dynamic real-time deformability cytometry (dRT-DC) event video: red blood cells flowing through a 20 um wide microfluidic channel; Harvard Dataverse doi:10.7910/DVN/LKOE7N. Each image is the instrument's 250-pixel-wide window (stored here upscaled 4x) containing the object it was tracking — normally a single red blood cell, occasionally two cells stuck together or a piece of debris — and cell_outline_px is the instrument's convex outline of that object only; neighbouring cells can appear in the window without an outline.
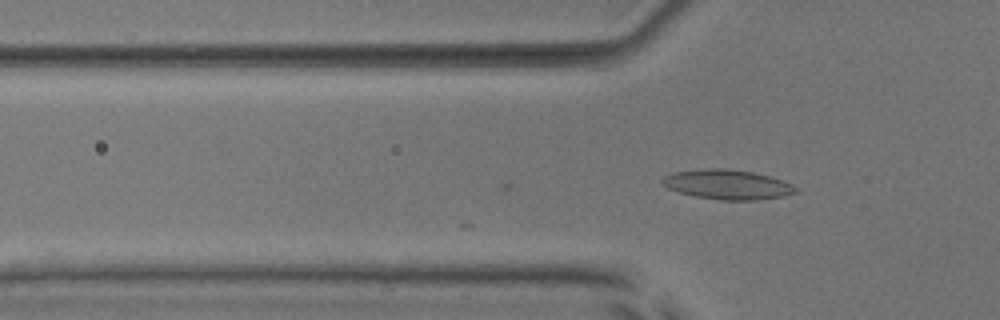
{"species": "common noctule bat (a hibernating species)", "species_latin": "Nyctalus noctula", "temperature_condition": "room temperature", "stored_images_in_passage": 3, "camera_frame_rate_fps": 3000, "um_per_image_px": 0.085, "animal": {"sex": "male", "body_mass_g": 17.9, "forearm_length_mm": 54.2}, "frame": {"image": 1, "passage_image": 3, "time_ms": 0.667, "image_size_px": [1000, 320], "cell_outline_px": [[800, 192], [784, 196], [756, 200], [720, 200], [696, 196], [680, 192], [668, 188], [660, 184], [660, 180], [664, 176], [672, 172], [708, 168], [728, 168], [752, 172], [768, 176], [792, 184], [800, 188]], "centroid_in_image_um": [61.84, 15.68], "position_along_channel_um": 64.0, "area_um2": 23.24}}